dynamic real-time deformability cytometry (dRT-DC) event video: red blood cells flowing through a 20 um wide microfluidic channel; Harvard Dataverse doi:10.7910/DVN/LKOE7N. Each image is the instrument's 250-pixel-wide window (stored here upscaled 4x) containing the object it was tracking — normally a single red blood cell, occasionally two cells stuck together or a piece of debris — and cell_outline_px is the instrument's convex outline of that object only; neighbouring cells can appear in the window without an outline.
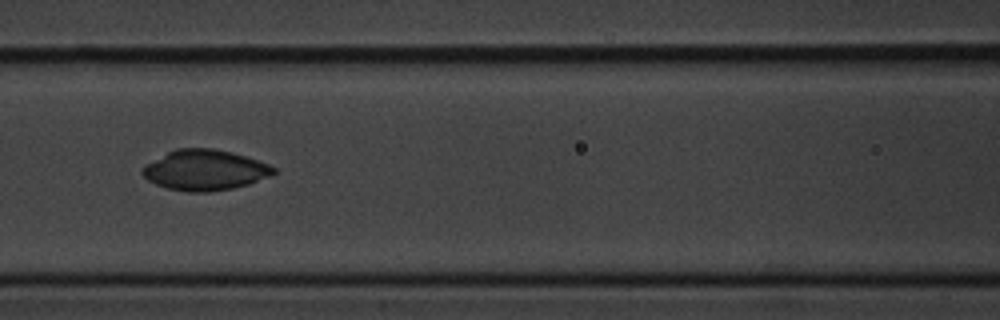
{"species": "common noctule bat (a hibernating species)", "species_latin": "Nyctalus noctula", "temperature_condition": "cold", "stored_images_in_passage": 55, "camera_frame_rate_fps": 3000, "um_per_image_px": 0.085, "animal": {"sex": "male", "body_mass_g": 20.1, "forearm_length_mm": 53.5}, "frame": {"image": 1, "passage_image": 24, "time_ms": 7.667, "image_size_px": [1000, 320], "cell_outline_px": [[276, 172], [268, 176], [248, 184], [232, 188], [208, 192], [188, 192], [168, 188], [156, 184], [148, 180], [140, 172], [148, 164], [168, 152], [176, 148], [212, 148], [232, 152], [268, 164], [276, 168]], "centroid_in_image_um": [17.42, 14.46], "position_along_channel_um": 149.2, "area_um2": 30.46}}
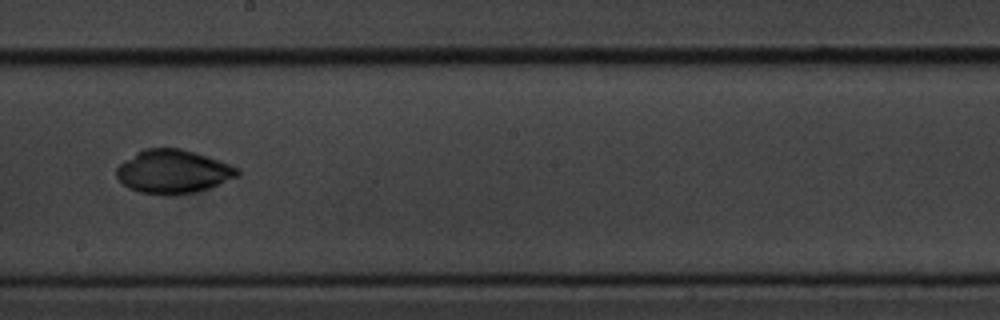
{"frame": {"image": 2, "passage_image": 31, "time_ms": 10.0, "image_size_px": [1000, 320], "cell_outline_px": [[240, 176], [220, 184], [196, 192], [140, 192], [128, 188], [116, 176], [116, 168], [120, 164], [136, 152], [144, 148], [180, 148], [240, 168]], "centroid_in_image_um": [14.72, 14.55], "position_along_channel_um": 233.5, "area_um2": 29.82}}
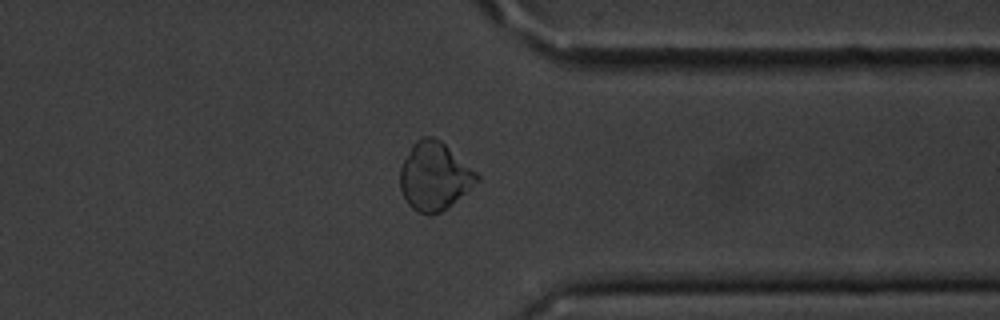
{"frame": {"image": 3, "passage_image": 43, "time_ms": 14.0, "image_size_px": [1000, 320], "cell_outline_px": [[480, 180], [440, 212], [432, 216], [428, 216], [412, 208], [408, 204], [400, 188], [400, 164], [412, 144], [416, 140], [424, 136], [432, 136], [440, 140], [476, 172], [480, 176]], "centroid_in_image_um": [36.88, 14.97], "position_along_channel_um": 374.5, "area_um2": 30.17}}